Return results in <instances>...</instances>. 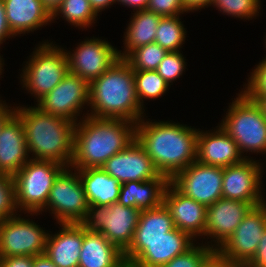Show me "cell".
<instances>
[{
	"label": "cell",
	"mask_w": 266,
	"mask_h": 267,
	"mask_svg": "<svg viewBox=\"0 0 266 267\" xmlns=\"http://www.w3.org/2000/svg\"><path fill=\"white\" fill-rule=\"evenodd\" d=\"M180 17V15L161 17L156 29L155 43L168 52L180 51L181 46L185 44L187 32Z\"/></svg>",
	"instance_id": "f546056e"
},
{
	"label": "cell",
	"mask_w": 266,
	"mask_h": 267,
	"mask_svg": "<svg viewBox=\"0 0 266 267\" xmlns=\"http://www.w3.org/2000/svg\"><path fill=\"white\" fill-rule=\"evenodd\" d=\"M163 204L170 212L174 226L193 239L204 236L207 207L179 192L170 182L167 184Z\"/></svg>",
	"instance_id": "d6986e66"
},
{
	"label": "cell",
	"mask_w": 266,
	"mask_h": 267,
	"mask_svg": "<svg viewBox=\"0 0 266 267\" xmlns=\"http://www.w3.org/2000/svg\"><path fill=\"white\" fill-rule=\"evenodd\" d=\"M186 59L181 51L168 52L157 68L158 74L170 85L185 72Z\"/></svg>",
	"instance_id": "e575fe53"
},
{
	"label": "cell",
	"mask_w": 266,
	"mask_h": 267,
	"mask_svg": "<svg viewBox=\"0 0 266 267\" xmlns=\"http://www.w3.org/2000/svg\"><path fill=\"white\" fill-rule=\"evenodd\" d=\"M17 212L13 176L0 173V220L19 215Z\"/></svg>",
	"instance_id": "d590c367"
},
{
	"label": "cell",
	"mask_w": 266,
	"mask_h": 267,
	"mask_svg": "<svg viewBox=\"0 0 266 267\" xmlns=\"http://www.w3.org/2000/svg\"><path fill=\"white\" fill-rule=\"evenodd\" d=\"M245 267H266V229L258 243L253 259Z\"/></svg>",
	"instance_id": "ab89813d"
},
{
	"label": "cell",
	"mask_w": 266,
	"mask_h": 267,
	"mask_svg": "<svg viewBox=\"0 0 266 267\" xmlns=\"http://www.w3.org/2000/svg\"><path fill=\"white\" fill-rule=\"evenodd\" d=\"M201 267H230L223 259L214 253Z\"/></svg>",
	"instance_id": "bcb514c9"
},
{
	"label": "cell",
	"mask_w": 266,
	"mask_h": 267,
	"mask_svg": "<svg viewBox=\"0 0 266 267\" xmlns=\"http://www.w3.org/2000/svg\"><path fill=\"white\" fill-rule=\"evenodd\" d=\"M88 207L78 172L72 167H65L55 178L46 206L39 213L27 215L38 216L48 210L58 224L81 223Z\"/></svg>",
	"instance_id": "9c48e42d"
},
{
	"label": "cell",
	"mask_w": 266,
	"mask_h": 267,
	"mask_svg": "<svg viewBox=\"0 0 266 267\" xmlns=\"http://www.w3.org/2000/svg\"><path fill=\"white\" fill-rule=\"evenodd\" d=\"M15 113V107L0 99V130L3 124Z\"/></svg>",
	"instance_id": "7bdbcfd3"
},
{
	"label": "cell",
	"mask_w": 266,
	"mask_h": 267,
	"mask_svg": "<svg viewBox=\"0 0 266 267\" xmlns=\"http://www.w3.org/2000/svg\"><path fill=\"white\" fill-rule=\"evenodd\" d=\"M8 25L14 36L28 34L52 23L41 0H3ZM50 22V23H49Z\"/></svg>",
	"instance_id": "603a6c76"
},
{
	"label": "cell",
	"mask_w": 266,
	"mask_h": 267,
	"mask_svg": "<svg viewBox=\"0 0 266 267\" xmlns=\"http://www.w3.org/2000/svg\"><path fill=\"white\" fill-rule=\"evenodd\" d=\"M136 94L140 106L144 109V100L157 99L169 91L170 85L156 70H134Z\"/></svg>",
	"instance_id": "4dcf8cb0"
},
{
	"label": "cell",
	"mask_w": 266,
	"mask_h": 267,
	"mask_svg": "<svg viewBox=\"0 0 266 267\" xmlns=\"http://www.w3.org/2000/svg\"><path fill=\"white\" fill-rule=\"evenodd\" d=\"M10 37L15 38L7 22L4 2L3 0H0V46Z\"/></svg>",
	"instance_id": "60d3db41"
},
{
	"label": "cell",
	"mask_w": 266,
	"mask_h": 267,
	"mask_svg": "<svg viewBox=\"0 0 266 267\" xmlns=\"http://www.w3.org/2000/svg\"><path fill=\"white\" fill-rule=\"evenodd\" d=\"M44 41L34 48L19 75L23 88L37 99L35 102L48 94L68 73L65 49L53 41Z\"/></svg>",
	"instance_id": "8992f818"
},
{
	"label": "cell",
	"mask_w": 266,
	"mask_h": 267,
	"mask_svg": "<svg viewBox=\"0 0 266 267\" xmlns=\"http://www.w3.org/2000/svg\"><path fill=\"white\" fill-rule=\"evenodd\" d=\"M136 124L125 119L85 115L75 126L70 167H102L110 157L136 140Z\"/></svg>",
	"instance_id": "7a4b0ae2"
},
{
	"label": "cell",
	"mask_w": 266,
	"mask_h": 267,
	"mask_svg": "<svg viewBox=\"0 0 266 267\" xmlns=\"http://www.w3.org/2000/svg\"><path fill=\"white\" fill-rule=\"evenodd\" d=\"M257 161L252 157L245 158L223 168L222 198L244 201L254 207L266 203L261 187L264 166Z\"/></svg>",
	"instance_id": "2e32d148"
},
{
	"label": "cell",
	"mask_w": 266,
	"mask_h": 267,
	"mask_svg": "<svg viewBox=\"0 0 266 267\" xmlns=\"http://www.w3.org/2000/svg\"><path fill=\"white\" fill-rule=\"evenodd\" d=\"M15 113L23 122L30 159L53 161L70 167L76 123L48 114L35 105L15 106Z\"/></svg>",
	"instance_id": "3957f363"
},
{
	"label": "cell",
	"mask_w": 266,
	"mask_h": 267,
	"mask_svg": "<svg viewBox=\"0 0 266 267\" xmlns=\"http://www.w3.org/2000/svg\"><path fill=\"white\" fill-rule=\"evenodd\" d=\"M261 0H213L211 6L229 17L252 20L259 15Z\"/></svg>",
	"instance_id": "d6a6232c"
},
{
	"label": "cell",
	"mask_w": 266,
	"mask_h": 267,
	"mask_svg": "<svg viewBox=\"0 0 266 267\" xmlns=\"http://www.w3.org/2000/svg\"><path fill=\"white\" fill-rule=\"evenodd\" d=\"M89 110L84 115L125 119L138 123L145 117L134 81V70L119 58L100 77L89 83Z\"/></svg>",
	"instance_id": "277c9868"
},
{
	"label": "cell",
	"mask_w": 266,
	"mask_h": 267,
	"mask_svg": "<svg viewBox=\"0 0 266 267\" xmlns=\"http://www.w3.org/2000/svg\"><path fill=\"white\" fill-rule=\"evenodd\" d=\"M33 267H57L46 254L34 256Z\"/></svg>",
	"instance_id": "7dc6e473"
},
{
	"label": "cell",
	"mask_w": 266,
	"mask_h": 267,
	"mask_svg": "<svg viewBox=\"0 0 266 267\" xmlns=\"http://www.w3.org/2000/svg\"><path fill=\"white\" fill-rule=\"evenodd\" d=\"M101 168L121 184L129 181H148L160 175L137 140L110 157Z\"/></svg>",
	"instance_id": "ac0fdd59"
},
{
	"label": "cell",
	"mask_w": 266,
	"mask_h": 267,
	"mask_svg": "<svg viewBox=\"0 0 266 267\" xmlns=\"http://www.w3.org/2000/svg\"><path fill=\"white\" fill-rule=\"evenodd\" d=\"M249 98L256 101L262 108L266 117V95H247Z\"/></svg>",
	"instance_id": "681fc988"
},
{
	"label": "cell",
	"mask_w": 266,
	"mask_h": 267,
	"mask_svg": "<svg viewBox=\"0 0 266 267\" xmlns=\"http://www.w3.org/2000/svg\"><path fill=\"white\" fill-rule=\"evenodd\" d=\"M1 49V48H0ZM4 65H6V64H4V60H3V58L1 57V55H0V77H2L1 75H2V72L4 71L3 69V66Z\"/></svg>",
	"instance_id": "f907efd6"
},
{
	"label": "cell",
	"mask_w": 266,
	"mask_h": 267,
	"mask_svg": "<svg viewBox=\"0 0 266 267\" xmlns=\"http://www.w3.org/2000/svg\"><path fill=\"white\" fill-rule=\"evenodd\" d=\"M169 182L185 196L207 207L222 198L223 168L194 161Z\"/></svg>",
	"instance_id": "5bb4252c"
},
{
	"label": "cell",
	"mask_w": 266,
	"mask_h": 267,
	"mask_svg": "<svg viewBox=\"0 0 266 267\" xmlns=\"http://www.w3.org/2000/svg\"><path fill=\"white\" fill-rule=\"evenodd\" d=\"M174 228L170 212L162 203L157 208L140 212L133 241H157Z\"/></svg>",
	"instance_id": "83f0119b"
},
{
	"label": "cell",
	"mask_w": 266,
	"mask_h": 267,
	"mask_svg": "<svg viewBox=\"0 0 266 267\" xmlns=\"http://www.w3.org/2000/svg\"><path fill=\"white\" fill-rule=\"evenodd\" d=\"M118 4L133 8L134 11L147 9L149 0H117Z\"/></svg>",
	"instance_id": "ee69618b"
},
{
	"label": "cell",
	"mask_w": 266,
	"mask_h": 267,
	"mask_svg": "<svg viewBox=\"0 0 266 267\" xmlns=\"http://www.w3.org/2000/svg\"><path fill=\"white\" fill-rule=\"evenodd\" d=\"M168 183L169 179L162 174L148 181L125 182L121 184L118 203L140 211L157 208L163 203Z\"/></svg>",
	"instance_id": "d4e9b609"
},
{
	"label": "cell",
	"mask_w": 266,
	"mask_h": 267,
	"mask_svg": "<svg viewBox=\"0 0 266 267\" xmlns=\"http://www.w3.org/2000/svg\"><path fill=\"white\" fill-rule=\"evenodd\" d=\"M59 16L78 29H87L95 24L99 15L94 11L89 0H63L52 16V21Z\"/></svg>",
	"instance_id": "f1b7e54d"
},
{
	"label": "cell",
	"mask_w": 266,
	"mask_h": 267,
	"mask_svg": "<svg viewBox=\"0 0 266 267\" xmlns=\"http://www.w3.org/2000/svg\"><path fill=\"white\" fill-rule=\"evenodd\" d=\"M167 53L154 42L131 50L123 59L133 70H157Z\"/></svg>",
	"instance_id": "1f68e13d"
},
{
	"label": "cell",
	"mask_w": 266,
	"mask_h": 267,
	"mask_svg": "<svg viewBox=\"0 0 266 267\" xmlns=\"http://www.w3.org/2000/svg\"><path fill=\"white\" fill-rule=\"evenodd\" d=\"M213 0H182L183 8L188 13L211 7Z\"/></svg>",
	"instance_id": "b9f144b4"
},
{
	"label": "cell",
	"mask_w": 266,
	"mask_h": 267,
	"mask_svg": "<svg viewBox=\"0 0 266 267\" xmlns=\"http://www.w3.org/2000/svg\"><path fill=\"white\" fill-rule=\"evenodd\" d=\"M88 205L109 206L118 203L121 183L101 167L76 169Z\"/></svg>",
	"instance_id": "484cf974"
},
{
	"label": "cell",
	"mask_w": 266,
	"mask_h": 267,
	"mask_svg": "<svg viewBox=\"0 0 266 267\" xmlns=\"http://www.w3.org/2000/svg\"><path fill=\"white\" fill-rule=\"evenodd\" d=\"M35 105L48 114L78 123L83 118L81 114L85 105L89 106V82L68 72L63 80Z\"/></svg>",
	"instance_id": "4fadbf2b"
},
{
	"label": "cell",
	"mask_w": 266,
	"mask_h": 267,
	"mask_svg": "<svg viewBox=\"0 0 266 267\" xmlns=\"http://www.w3.org/2000/svg\"><path fill=\"white\" fill-rule=\"evenodd\" d=\"M232 100L220 126L237 143L243 155L266 154V117L261 106L243 91Z\"/></svg>",
	"instance_id": "5b68a950"
},
{
	"label": "cell",
	"mask_w": 266,
	"mask_h": 267,
	"mask_svg": "<svg viewBox=\"0 0 266 267\" xmlns=\"http://www.w3.org/2000/svg\"><path fill=\"white\" fill-rule=\"evenodd\" d=\"M34 256H10L0 258V267H33Z\"/></svg>",
	"instance_id": "f35d334b"
},
{
	"label": "cell",
	"mask_w": 266,
	"mask_h": 267,
	"mask_svg": "<svg viewBox=\"0 0 266 267\" xmlns=\"http://www.w3.org/2000/svg\"><path fill=\"white\" fill-rule=\"evenodd\" d=\"M132 15L123 37L125 47L123 51L118 50L119 58H124L131 50L137 47L154 43L156 29L162 17L148 9L134 11Z\"/></svg>",
	"instance_id": "4316f807"
},
{
	"label": "cell",
	"mask_w": 266,
	"mask_h": 267,
	"mask_svg": "<svg viewBox=\"0 0 266 267\" xmlns=\"http://www.w3.org/2000/svg\"><path fill=\"white\" fill-rule=\"evenodd\" d=\"M57 233H48L45 254L57 267H78L83 243L81 223H59Z\"/></svg>",
	"instance_id": "7402d4cb"
},
{
	"label": "cell",
	"mask_w": 266,
	"mask_h": 267,
	"mask_svg": "<svg viewBox=\"0 0 266 267\" xmlns=\"http://www.w3.org/2000/svg\"><path fill=\"white\" fill-rule=\"evenodd\" d=\"M248 157L242 156L235 140L219 124L208 132L199 129L197 135L199 163L224 168L240 163Z\"/></svg>",
	"instance_id": "ffe728a7"
},
{
	"label": "cell",
	"mask_w": 266,
	"mask_h": 267,
	"mask_svg": "<svg viewBox=\"0 0 266 267\" xmlns=\"http://www.w3.org/2000/svg\"><path fill=\"white\" fill-rule=\"evenodd\" d=\"M266 229V203L253 207L215 253L230 267H245Z\"/></svg>",
	"instance_id": "30bf717a"
},
{
	"label": "cell",
	"mask_w": 266,
	"mask_h": 267,
	"mask_svg": "<svg viewBox=\"0 0 266 267\" xmlns=\"http://www.w3.org/2000/svg\"><path fill=\"white\" fill-rule=\"evenodd\" d=\"M253 207L251 203L226 198H220L207 206L203 239L210 237L212 240L205 244L216 251L234 233Z\"/></svg>",
	"instance_id": "e0dca14e"
},
{
	"label": "cell",
	"mask_w": 266,
	"mask_h": 267,
	"mask_svg": "<svg viewBox=\"0 0 266 267\" xmlns=\"http://www.w3.org/2000/svg\"><path fill=\"white\" fill-rule=\"evenodd\" d=\"M140 212L135 207L119 203L109 206L89 205L81 224L85 229L102 233L124 253L133 241Z\"/></svg>",
	"instance_id": "ba28073f"
},
{
	"label": "cell",
	"mask_w": 266,
	"mask_h": 267,
	"mask_svg": "<svg viewBox=\"0 0 266 267\" xmlns=\"http://www.w3.org/2000/svg\"><path fill=\"white\" fill-rule=\"evenodd\" d=\"M144 118L136 124V140L160 174L170 180L197 161L199 129L172 120L152 122Z\"/></svg>",
	"instance_id": "6da1fadb"
},
{
	"label": "cell",
	"mask_w": 266,
	"mask_h": 267,
	"mask_svg": "<svg viewBox=\"0 0 266 267\" xmlns=\"http://www.w3.org/2000/svg\"><path fill=\"white\" fill-rule=\"evenodd\" d=\"M41 2L49 14L53 16L61 6L63 0H41Z\"/></svg>",
	"instance_id": "c3c4849f"
},
{
	"label": "cell",
	"mask_w": 266,
	"mask_h": 267,
	"mask_svg": "<svg viewBox=\"0 0 266 267\" xmlns=\"http://www.w3.org/2000/svg\"><path fill=\"white\" fill-rule=\"evenodd\" d=\"M193 241L189 234L175 227L157 241H132L124 252V260L129 267H161L190 249Z\"/></svg>",
	"instance_id": "8fae6325"
},
{
	"label": "cell",
	"mask_w": 266,
	"mask_h": 267,
	"mask_svg": "<svg viewBox=\"0 0 266 267\" xmlns=\"http://www.w3.org/2000/svg\"><path fill=\"white\" fill-rule=\"evenodd\" d=\"M248 77L241 90L246 95H266V57L256 64Z\"/></svg>",
	"instance_id": "8d00e7d4"
},
{
	"label": "cell",
	"mask_w": 266,
	"mask_h": 267,
	"mask_svg": "<svg viewBox=\"0 0 266 267\" xmlns=\"http://www.w3.org/2000/svg\"><path fill=\"white\" fill-rule=\"evenodd\" d=\"M78 267H129L124 253L105 236L83 227V243Z\"/></svg>",
	"instance_id": "cb8c5ba5"
},
{
	"label": "cell",
	"mask_w": 266,
	"mask_h": 267,
	"mask_svg": "<svg viewBox=\"0 0 266 267\" xmlns=\"http://www.w3.org/2000/svg\"><path fill=\"white\" fill-rule=\"evenodd\" d=\"M44 229L20 214L0 220V258L45 254L49 232Z\"/></svg>",
	"instance_id": "7c38bea8"
},
{
	"label": "cell",
	"mask_w": 266,
	"mask_h": 267,
	"mask_svg": "<svg viewBox=\"0 0 266 267\" xmlns=\"http://www.w3.org/2000/svg\"><path fill=\"white\" fill-rule=\"evenodd\" d=\"M65 168L53 161L30 159L14 176L17 209L39 213L45 206L55 178Z\"/></svg>",
	"instance_id": "52a82bcc"
},
{
	"label": "cell",
	"mask_w": 266,
	"mask_h": 267,
	"mask_svg": "<svg viewBox=\"0 0 266 267\" xmlns=\"http://www.w3.org/2000/svg\"><path fill=\"white\" fill-rule=\"evenodd\" d=\"M92 38H86L78 43L72 52L65 49L68 72L89 83L100 77L119 59L118 49L110 42L99 37Z\"/></svg>",
	"instance_id": "9a60e30c"
},
{
	"label": "cell",
	"mask_w": 266,
	"mask_h": 267,
	"mask_svg": "<svg viewBox=\"0 0 266 267\" xmlns=\"http://www.w3.org/2000/svg\"><path fill=\"white\" fill-rule=\"evenodd\" d=\"M94 11L99 14L105 9H108L110 5L117 4V0H89Z\"/></svg>",
	"instance_id": "f6af8a7d"
},
{
	"label": "cell",
	"mask_w": 266,
	"mask_h": 267,
	"mask_svg": "<svg viewBox=\"0 0 266 267\" xmlns=\"http://www.w3.org/2000/svg\"><path fill=\"white\" fill-rule=\"evenodd\" d=\"M147 9L162 17L187 13L183 8L182 0H149Z\"/></svg>",
	"instance_id": "74e56055"
},
{
	"label": "cell",
	"mask_w": 266,
	"mask_h": 267,
	"mask_svg": "<svg viewBox=\"0 0 266 267\" xmlns=\"http://www.w3.org/2000/svg\"><path fill=\"white\" fill-rule=\"evenodd\" d=\"M29 160L23 122L14 113L0 130V173L14 176Z\"/></svg>",
	"instance_id": "44dd1931"
},
{
	"label": "cell",
	"mask_w": 266,
	"mask_h": 267,
	"mask_svg": "<svg viewBox=\"0 0 266 267\" xmlns=\"http://www.w3.org/2000/svg\"><path fill=\"white\" fill-rule=\"evenodd\" d=\"M190 249L175 256L170 262L161 267H201L214 253V249L206 244L195 242Z\"/></svg>",
	"instance_id": "836d02e7"
}]
</instances>
